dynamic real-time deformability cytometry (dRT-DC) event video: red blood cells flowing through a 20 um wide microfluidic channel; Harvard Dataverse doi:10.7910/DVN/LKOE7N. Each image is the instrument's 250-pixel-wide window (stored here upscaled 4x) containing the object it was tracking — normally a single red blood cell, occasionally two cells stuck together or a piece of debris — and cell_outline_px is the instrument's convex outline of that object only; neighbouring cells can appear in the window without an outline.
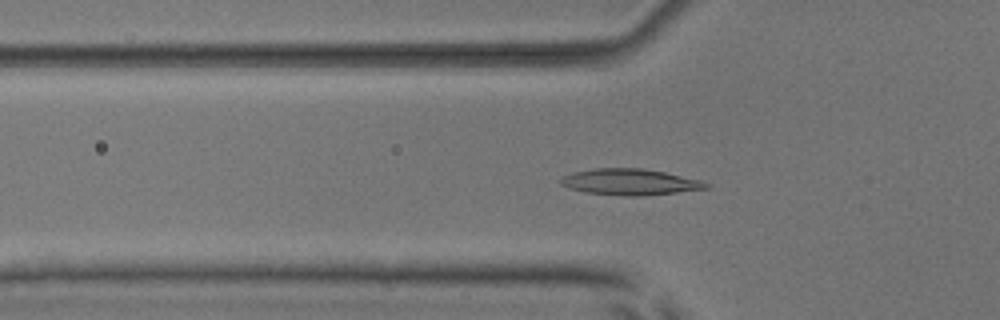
{"species": "common noctule bat (a hibernating species)", "species_latin": "Nyctalus noctula", "temperature_condition": "room temperature", "stored_images_in_passage": 52, "camera_frame_rate_fps": 3000, "um_per_image_px": 0.085, "animal": {"sex": "male", "body_mass_g": 17.9, "forearm_length_mm": 54.2}, "frame": {"image": 1, "passage_image": 17, "time_ms": 5.333, "image_size_px": [1000, 320], "cell_outline_px": [[712, 188], [640, 196], [624, 196], [584, 192], [560, 184], [560, 176], [572, 172], [592, 168], [644, 168], [664, 172], [700, 180], [712, 184]], "centroid_in_image_um": [53.55, 15.46], "position_along_channel_um": 72.3, "area_um2": 22.31}}
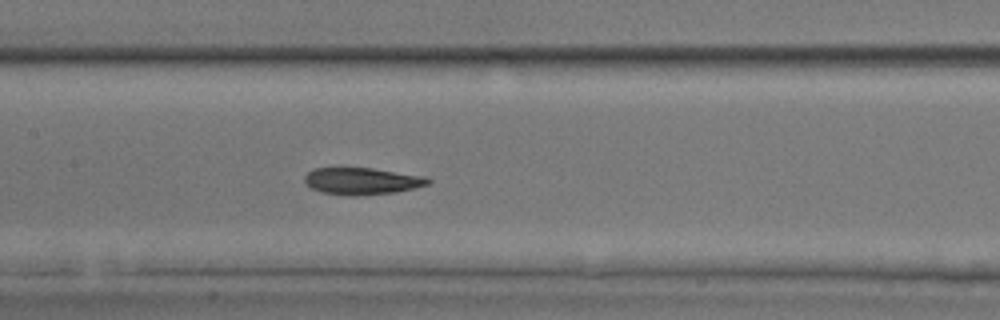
{"frame": {"image": 2, "passage_image": 25, "time_ms": 8.0, "image_size_px": [1000, 320], "cell_outline_px": [[432, 180], [428, 184], [396, 192], [356, 196], [348, 196], [320, 192], [312, 188], [304, 180], [304, 176], [312, 168], [372, 168], [424, 176]], "centroid_in_image_um": [30.74, 15.39], "position_along_channel_um": 176.7, "area_um2": 19.31}}
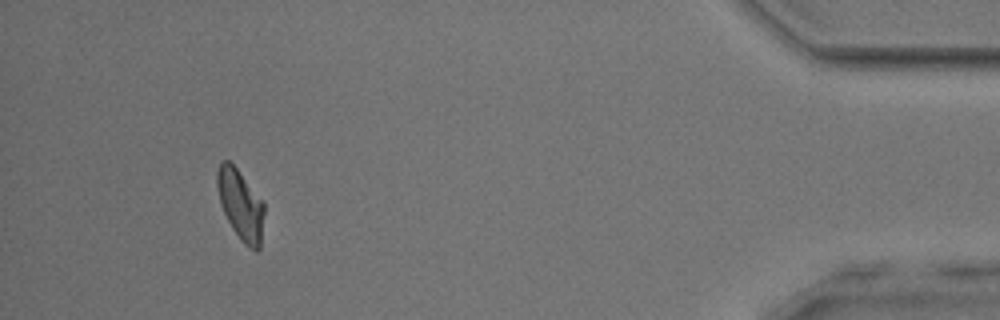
{"frame": {"image": 3, "passage_image": 48, "time_ms": 15.667, "image_size_px": [1000, 320], "cell_outline_px": [[264, 212], [260, 248], [256, 252], [248, 248], [240, 240], [232, 228], [220, 204], [216, 184], [216, 172], [220, 160], [228, 160], [236, 168], [264, 200]], "centroid_in_image_um": [20.45, 17.4], "position_along_channel_um": 414.8, "area_um2": 19.54}, "authors_computed_cell_mechanics": {"area_um2": 20.1722, "velocity_mm_per_s": 3.9331, "shape_relaxation_time_tau1_ms": 3.1987, "shape_relaxation_time_tau2_ms": 2.5085, "deformation_change_tau1": 0.1352, "deformation_change_tau2": 0.0691}}